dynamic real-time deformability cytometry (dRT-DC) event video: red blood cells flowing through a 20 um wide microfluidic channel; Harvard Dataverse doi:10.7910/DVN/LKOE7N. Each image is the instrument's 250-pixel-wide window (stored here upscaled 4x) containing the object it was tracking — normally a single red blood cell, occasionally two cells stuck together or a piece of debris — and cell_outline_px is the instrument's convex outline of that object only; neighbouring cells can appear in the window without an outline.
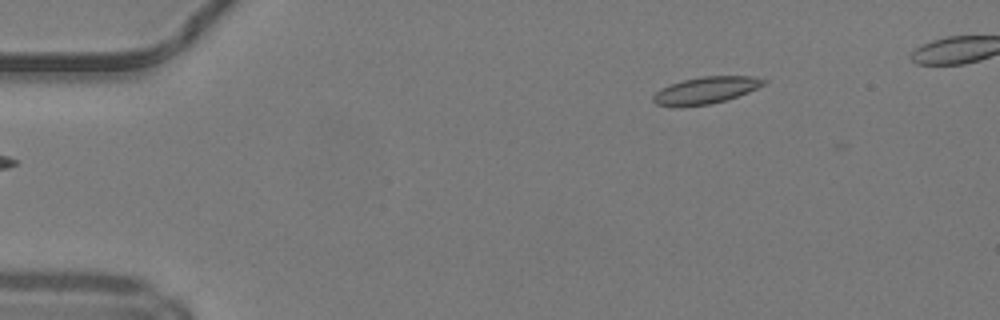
{"species": "common noctule bat (a hibernating species)", "species_latin": "Nyctalus noctula", "temperature_condition": "warm", "stored_images_in_passage": 41, "camera_frame_rate_fps": 3000, "um_per_image_px": 0.085, "animal": {"sex": "male", "body_mass_g": 19.2, "forearm_length_mm": 51.8}, "frame": {"image": 1, "passage_image": 1, "time_ms": 0.0, "image_size_px": [1000, 320], "cell_outline_px": [[768, 80], [764, 84], [748, 92], [724, 100], [708, 104], [656, 104], [652, 100], [652, 96], [660, 88], [668, 84], [700, 76], [752, 76]], "centroid_in_image_um": [60.01, 7.62], "position_along_channel_um": 25.0, "area_um2": 16.65}}
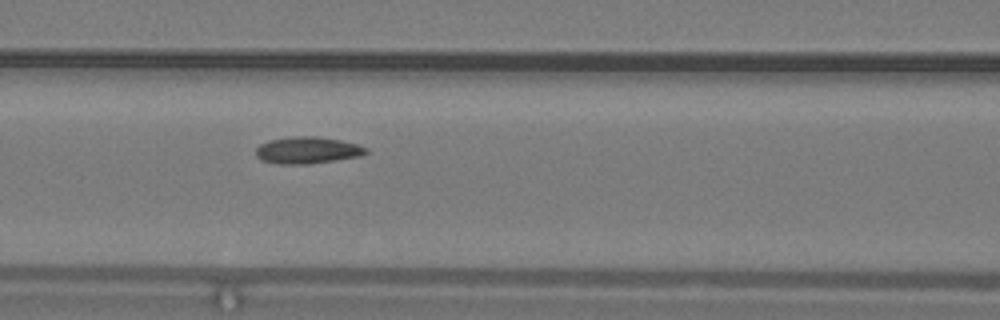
{"frame": {"image": 2, "passage_image": 15, "time_ms": 4.667, "image_size_px": [1000, 320], "cell_outline_px": [[368, 152], [360, 156], [336, 160], [308, 164], [276, 164], [260, 160], [256, 156], [256, 148], [260, 144], [268, 140], [288, 136], [316, 136], [340, 140], [356, 144], [368, 148]], "centroid_in_image_um": [26.09, 12.77], "position_along_channel_um": 140.5, "area_um2": 17.4}}
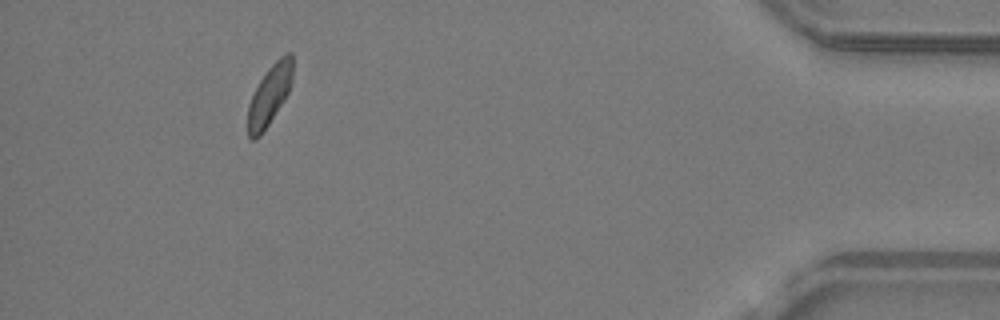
{"frame": {"image": 3, "passage_image": 39, "time_ms": 12.667, "image_size_px": [1000, 320], "cell_outline_px": [[292, 80], [288, 92], [284, 100], [260, 136], [256, 140], [252, 140], [248, 136], [248, 104], [260, 80], [268, 68], [280, 56], [288, 52], [292, 52]], "centroid_in_image_um": [22.9, 8.08], "position_along_channel_um": 412.3, "area_um2": 15.49}, "authors_computed_cell_mechanics": {"area_um2": 16.8198, "velocity_mm_per_s": 4.1646, "shape_relaxation_time_tau1_ms": 7.393, "shape_relaxation_time_tau2_ms": null, "deformation_change_tau1": 0.1379, "deformation_change_tau2": null}}